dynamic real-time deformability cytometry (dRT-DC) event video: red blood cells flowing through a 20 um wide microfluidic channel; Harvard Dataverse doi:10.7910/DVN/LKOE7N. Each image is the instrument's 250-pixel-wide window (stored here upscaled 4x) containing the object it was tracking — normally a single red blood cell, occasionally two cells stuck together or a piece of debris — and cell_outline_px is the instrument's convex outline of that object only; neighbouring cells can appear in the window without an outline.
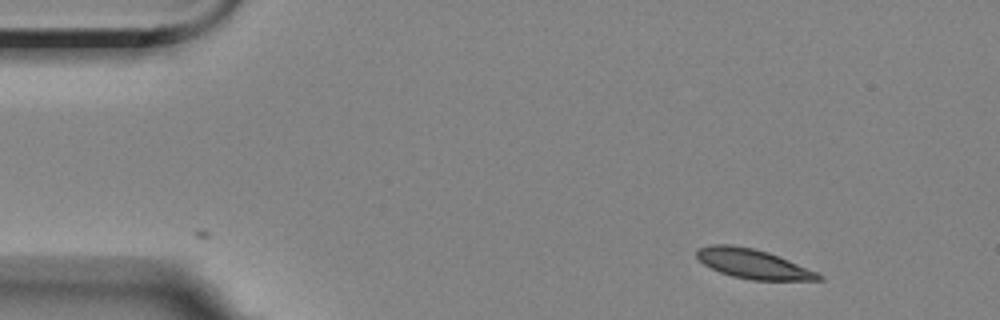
{"species": "Egyptian fruit bat (a non-hibernating species)", "species_latin": "Rousettus aegyptiacus", "temperature_condition": "room temperature", "stored_images_in_passage": 9, "camera_frame_rate_fps": 3000, "um_per_image_px": 0.085, "animal": {"sex": "female"}, "frame": {"image": 1, "passage_image": 1, "time_ms": 0.0, "image_size_px": [1000, 320], "cell_outline_px": [[824, 280], [752, 280], [732, 276], [720, 272], [704, 264], [696, 256], [696, 248], [712, 244], [732, 244], [756, 248], [768, 252], [788, 260], [816, 272], [824, 276]], "centroid_in_image_um": [63.98, 22.41], "position_along_channel_um": 21.0, "area_um2": 20.92}}
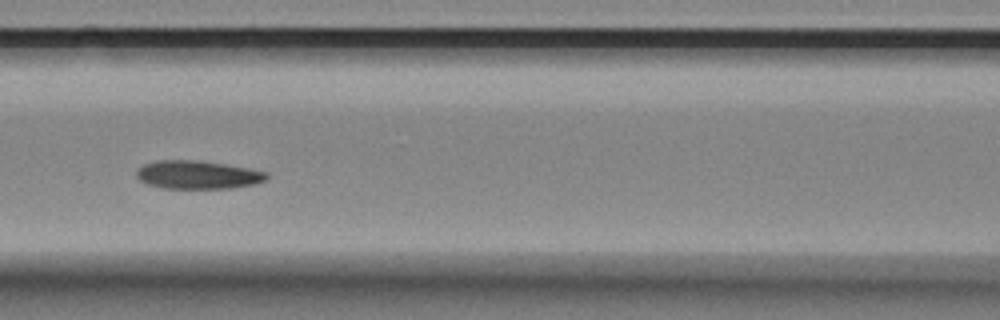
{"frame": {"image": 2, "passage_image": 6, "time_ms": 6.0, "image_size_px": [1000, 320], "cell_outline_px": [[268, 176], [264, 180], [256, 184], [232, 188], [160, 188], [148, 184], [140, 180], [136, 176], [136, 172], [144, 164], [156, 160], [196, 160], [224, 164], [248, 168], [268, 172]], "centroid_in_image_um": [16.8, 14.86], "position_along_channel_um": 149.8, "area_um2": 21.39}}
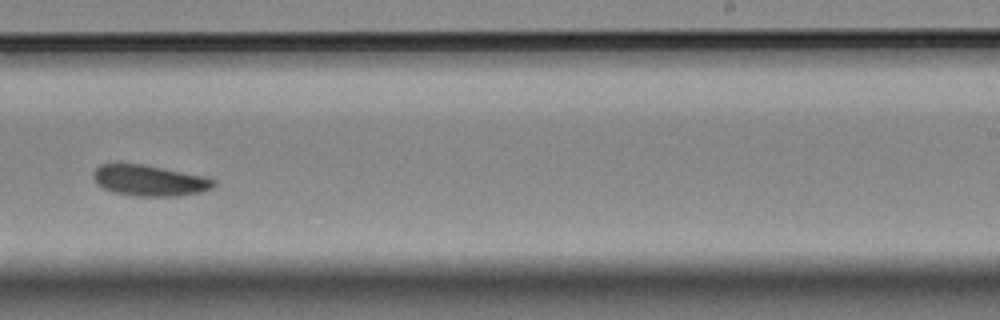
{"frame": {"image": 3, "passage_image": 9, "time_ms": 9.667, "image_size_px": [1000, 320], "cell_outline_px": [[216, 184], [212, 188], [204, 192], [180, 196], [136, 196], [112, 192], [96, 184], [92, 176], [92, 172], [100, 164], [144, 164], [204, 176], [216, 180]], "centroid_in_image_um": [12.72, 15.35], "position_along_channel_um": 276.3, "area_um2": 21.91}}